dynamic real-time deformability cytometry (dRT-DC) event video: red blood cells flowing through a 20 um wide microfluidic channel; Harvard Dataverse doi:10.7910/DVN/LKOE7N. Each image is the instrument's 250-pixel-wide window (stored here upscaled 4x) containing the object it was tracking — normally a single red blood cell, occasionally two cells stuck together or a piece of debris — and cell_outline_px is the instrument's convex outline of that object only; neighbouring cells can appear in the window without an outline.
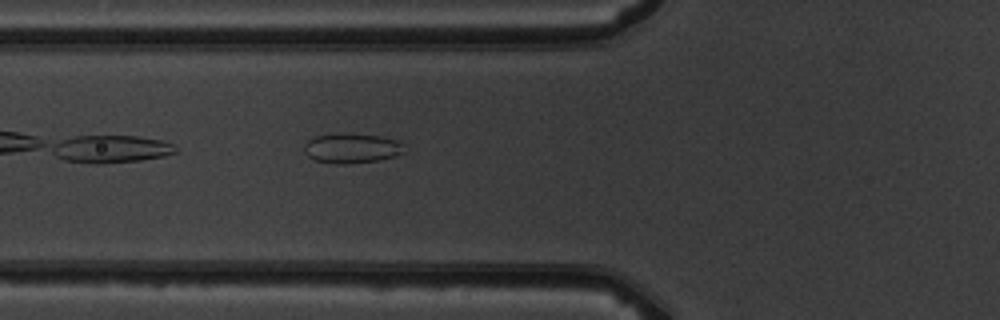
{"species": "common noctule bat (a hibernating species)", "species_latin": "Nyctalus noctula", "temperature_condition": "warm", "stored_images_in_passage": 4, "camera_frame_rate_fps": 3000, "um_per_image_px": 0.085, "animal": {"sex": "male", "body_mass_g": 19.5, "forearm_length_mm": 54.6}, "frame": {"image": 1, "passage_image": 4, "time_ms": 4.333, "image_size_px": [1000, 320], "cell_outline_px": [[404, 152], [400, 156], [380, 160], [348, 164], [336, 164], [312, 160], [304, 152], [304, 144], [308, 140], [316, 136], [380, 136], [400, 140], [404, 144]], "centroid_in_image_um": [29.96, 12.66], "position_along_channel_um": 95.8, "area_um2": 17.05}}